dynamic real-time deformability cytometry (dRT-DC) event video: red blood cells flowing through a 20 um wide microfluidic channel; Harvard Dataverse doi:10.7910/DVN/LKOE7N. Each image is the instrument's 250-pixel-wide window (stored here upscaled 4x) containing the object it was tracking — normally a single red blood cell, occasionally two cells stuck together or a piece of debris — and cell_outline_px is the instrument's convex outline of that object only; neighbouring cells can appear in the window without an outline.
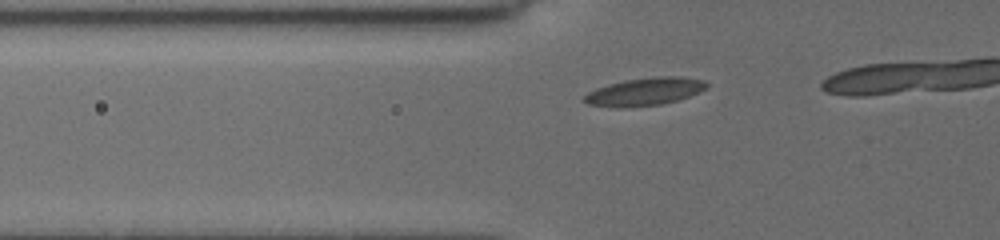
{"species": "common noctule bat (a hibernating species)", "species_latin": "Nyctalus noctula", "temperature_condition": "cold", "stored_images_in_passage": 15, "camera_frame_rate_fps": 3000, "um_per_image_px": 0.085, "animal": {"sex": "female", "body_mass_g": 19.5, "forearm_length_mm": 54.1}, "frame": {"image": 1, "passage_image": 9, "time_ms": 2.667, "image_size_px": [1000, 240], "cell_outline_px": [[708, 88], [700, 92], [676, 100], [660, 104], [628, 108], [616, 108], [588, 104], [580, 100], [588, 92], [596, 88], [608, 84], [628, 80], [656, 76], [680, 76], [704, 80], [708, 84]], "centroid_in_image_um": [54.78, 7.8], "position_along_channel_um": 71.0, "area_um2": 19.94}}
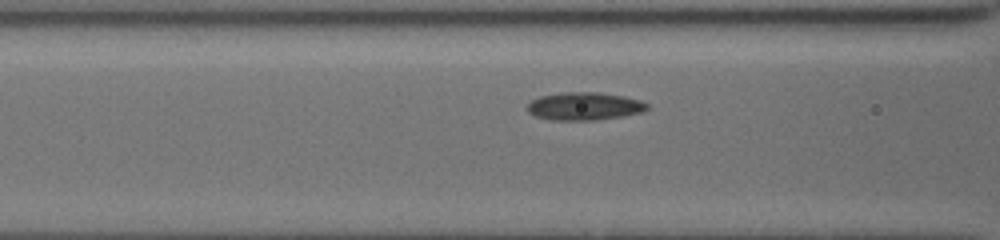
{"frame": {"image": 2, "passage_image": 13, "time_ms": 4.0, "image_size_px": [1000, 240], "cell_outline_px": [[648, 108], [640, 112], [624, 116], [596, 120], [552, 120], [536, 116], [528, 112], [528, 104], [532, 100], [540, 96], [564, 92], [600, 92], [624, 96], [640, 100], [648, 104]], "centroid_in_image_um": [49.68, 9.02], "position_along_channel_um": 116.9, "area_um2": 19.42}}